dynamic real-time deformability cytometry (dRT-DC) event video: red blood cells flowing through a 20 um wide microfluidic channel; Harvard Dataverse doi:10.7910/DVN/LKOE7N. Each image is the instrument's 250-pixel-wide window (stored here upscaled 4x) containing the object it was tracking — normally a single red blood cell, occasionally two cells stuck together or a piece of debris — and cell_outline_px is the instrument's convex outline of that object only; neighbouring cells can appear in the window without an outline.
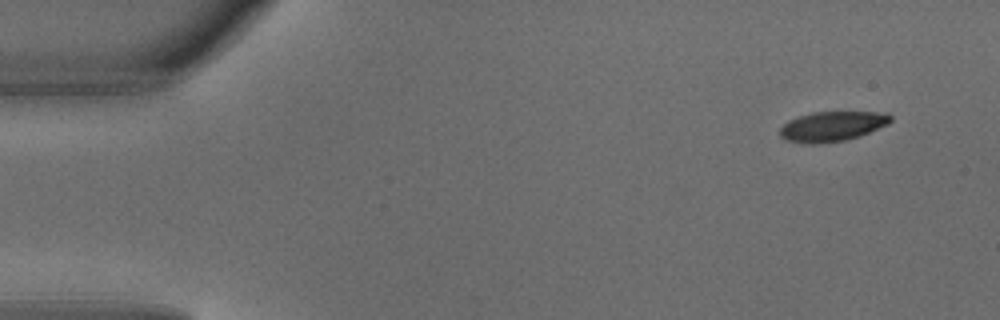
{"species": "common noctule bat (a hibernating species)", "species_latin": "Nyctalus noctula", "temperature_condition": "warm", "stored_images_in_passage": 4, "camera_frame_rate_fps": 3000, "um_per_image_px": 0.085, "animal": {"sex": "male", "body_mass_g": 18.8}, "frame": {"image": 1, "passage_image": 1, "time_ms": 0.0, "image_size_px": [1000, 320], "cell_outline_px": [[892, 120], [888, 124], [860, 136], [844, 140], [816, 144], [804, 144], [784, 140], [780, 136], [780, 128], [788, 120], [812, 112], [888, 112], [892, 116]], "centroid_in_image_um": [70.73, 10.74], "position_along_channel_um": 14.3, "area_um2": 19.42}}
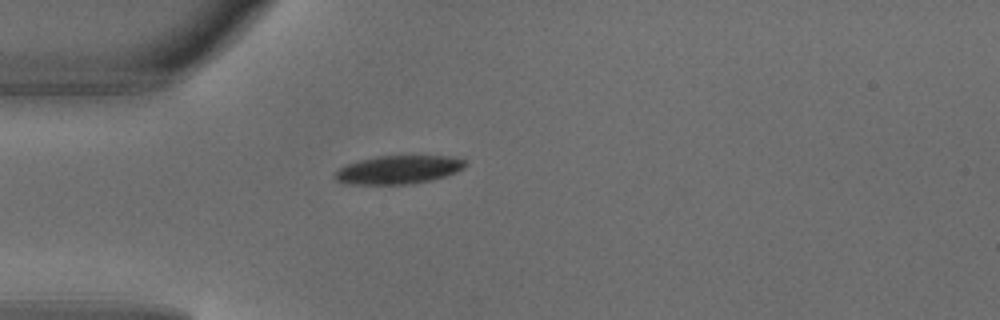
{"frame": {"image": 2, "passage_image": 4, "time_ms": 1.0, "image_size_px": [1000, 320], "cell_outline_px": [[468, 164], [464, 168], [448, 176], [412, 184], [344, 184], [336, 180], [332, 176], [340, 168], [348, 164], [360, 160], [376, 156], [452, 156], [464, 160]], "centroid_in_image_um": [33.88, 14.43], "position_along_channel_um": 51.1, "area_um2": 21.68}}